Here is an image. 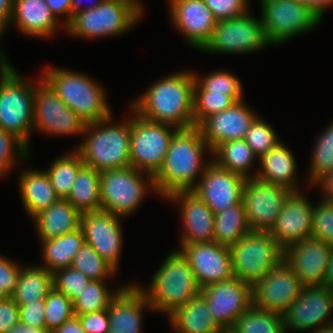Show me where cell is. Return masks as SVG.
<instances>
[{
	"label": "cell",
	"mask_w": 333,
	"mask_h": 333,
	"mask_svg": "<svg viewBox=\"0 0 333 333\" xmlns=\"http://www.w3.org/2000/svg\"><path fill=\"white\" fill-rule=\"evenodd\" d=\"M90 280L72 267L59 269L53 273V287L72 301L81 294Z\"/></svg>",
	"instance_id": "7dc6e473"
},
{
	"label": "cell",
	"mask_w": 333,
	"mask_h": 333,
	"mask_svg": "<svg viewBox=\"0 0 333 333\" xmlns=\"http://www.w3.org/2000/svg\"><path fill=\"white\" fill-rule=\"evenodd\" d=\"M74 316L73 301L53 287L45 298L46 329L53 333Z\"/></svg>",
	"instance_id": "7bdbcfd3"
},
{
	"label": "cell",
	"mask_w": 333,
	"mask_h": 333,
	"mask_svg": "<svg viewBox=\"0 0 333 333\" xmlns=\"http://www.w3.org/2000/svg\"><path fill=\"white\" fill-rule=\"evenodd\" d=\"M245 104L235 102L230 108L206 117L198 127L211 152L221 143L244 139L258 116Z\"/></svg>",
	"instance_id": "603a6c76"
},
{
	"label": "cell",
	"mask_w": 333,
	"mask_h": 333,
	"mask_svg": "<svg viewBox=\"0 0 333 333\" xmlns=\"http://www.w3.org/2000/svg\"><path fill=\"white\" fill-rule=\"evenodd\" d=\"M250 231L242 201L215 213L214 242L230 247Z\"/></svg>",
	"instance_id": "d590c367"
},
{
	"label": "cell",
	"mask_w": 333,
	"mask_h": 333,
	"mask_svg": "<svg viewBox=\"0 0 333 333\" xmlns=\"http://www.w3.org/2000/svg\"><path fill=\"white\" fill-rule=\"evenodd\" d=\"M7 333H50L46 327H35L18 322Z\"/></svg>",
	"instance_id": "94428289"
},
{
	"label": "cell",
	"mask_w": 333,
	"mask_h": 333,
	"mask_svg": "<svg viewBox=\"0 0 333 333\" xmlns=\"http://www.w3.org/2000/svg\"><path fill=\"white\" fill-rule=\"evenodd\" d=\"M11 22L23 34L37 38L52 36L59 27L45 0H14Z\"/></svg>",
	"instance_id": "4316f807"
},
{
	"label": "cell",
	"mask_w": 333,
	"mask_h": 333,
	"mask_svg": "<svg viewBox=\"0 0 333 333\" xmlns=\"http://www.w3.org/2000/svg\"><path fill=\"white\" fill-rule=\"evenodd\" d=\"M180 244L179 251L188 260L201 289L234 277L228 246L214 241Z\"/></svg>",
	"instance_id": "ac0fdd59"
},
{
	"label": "cell",
	"mask_w": 333,
	"mask_h": 333,
	"mask_svg": "<svg viewBox=\"0 0 333 333\" xmlns=\"http://www.w3.org/2000/svg\"><path fill=\"white\" fill-rule=\"evenodd\" d=\"M19 180L22 203L32 218L60 199L45 171L28 169Z\"/></svg>",
	"instance_id": "4dcf8cb0"
},
{
	"label": "cell",
	"mask_w": 333,
	"mask_h": 333,
	"mask_svg": "<svg viewBox=\"0 0 333 333\" xmlns=\"http://www.w3.org/2000/svg\"><path fill=\"white\" fill-rule=\"evenodd\" d=\"M206 148L198 126L177 129L158 172L153 176L156 193L164 198L177 191H190L197 186L195 180L202 176L208 163H203Z\"/></svg>",
	"instance_id": "7a4b0ae2"
},
{
	"label": "cell",
	"mask_w": 333,
	"mask_h": 333,
	"mask_svg": "<svg viewBox=\"0 0 333 333\" xmlns=\"http://www.w3.org/2000/svg\"><path fill=\"white\" fill-rule=\"evenodd\" d=\"M271 45L265 34L263 21L249 11L232 19L218 21L212 37L202 51L209 53L244 54Z\"/></svg>",
	"instance_id": "7c38bea8"
},
{
	"label": "cell",
	"mask_w": 333,
	"mask_h": 333,
	"mask_svg": "<svg viewBox=\"0 0 333 333\" xmlns=\"http://www.w3.org/2000/svg\"><path fill=\"white\" fill-rule=\"evenodd\" d=\"M81 214L102 210L100 198V171L83 165L66 198Z\"/></svg>",
	"instance_id": "d6a6232c"
},
{
	"label": "cell",
	"mask_w": 333,
	"mask_h": 333,
	"mask_svg": "<svg viewBox=\"0 0 333 333\" xmlns=\"http://www.w3.org/2000/svg\"><path fill=\"white\" fill-rule=\"evenodd\" d=\"M311 333H333V324L324 326V327H320L319 329L315 330V331H311Z\"/></svg>",
	"instance_id": "e7e4bbea"
},
{
	"label": "cell",
	"mask_w": 333,
	"mask_h": 333,
	"mask_svg": "<svg viewBox=\"0 0 333 333\" xmlns=\"http://www.w3.org/2000/svg\"><path fill=\"white\" fill-rule=\"evenodd\" d=\"M48 7L51 9V12L58 19V15H66L63 22L64 27L72 19V5L71 0H45Z\"/></svg>",
	"instance_id": "11a10c76"
},
{
	"label": "cell",
	"mask_w": 333,
	"mask_h": 333,
	"mask_svg": "<svg viewBox=\"0 0 333 333\" xmlns=\"http://www.w3.org/2000/svg\"><path fill=\"white\" fill-rule=\"evenodd\" d=\"M19 321V306L14 299L0 298V333H7Z\"/></svg>",
	"instance_id": "db71d44e"
},
{
	"label": "cell",
	"mask_w": 333,
	"mask_h": 333,
	"mask_svg": "<svg viewBox=\"0 0 333 333\" xmlns=\"http://www.w3.org/2000/svg\"><path fill=\"white\" fill-rule=\"evenodd\" d=\"M167 200L181 208L182 224L185 231L180 243H205L214 241V217L212 209L198 195L190 191H177Z\"/></svg>",
	"instance_id": "d4e9b609"
},
{
	"label": "cell",
	"mask_w": 333,
	"mask_h": 333,
	"mask_svg": "<svg viewBox=\"0 0 333 333\" xmlns=\"http://www.w3.org/2000/svg\"><path fill=\"white\" fill-rule=\"evenodd\" d=\"M53 333H86L77 316L72 317L57 328Z\"/></svg>",
	"instance_id": "91938a15"
},
{
	"label": "cell",
	"mask_w": 333,
	"mask_h": 333,
	"mask_svg": "<svg viewBox=\"0 0 333 333\" xmlns=\"http://www.w3.org/2000/svg\"><path fill=\"white\" fill-rule=\"evenodd\" d=\"M119 216L100 210L81 214L80 227L85 242L116 271L122 249L123 233Z\"/></svg>",
	"instance_id": "ffe728a7"
},
{
	"label": "cell",
	"mask_w": 333,
	"mask_h": 333,
	"mask_svg": "<svg viewBox=\"0 0 333 333\" xmlns=\"http://www.w3.org/2000/svg\"><path fill=\"white\" fill-rule=\"evenodd\" d=\"M332 310L333 288L326 285L303 286L299 297L282 314L285 330L315 331L333 324V319H327Z\"/></svg>",
	"instance_id": "9a60e30c"
},
{
	"label": "cell",
	"mask_w": 333,
	"mask_h": 333,
	"mask_svg": "<svg viewBox=\"0 0 333 333\" xmlns=\"http://www.w3.org/2000/svg\"><path fill=\"white\" fill-rule=\"evenodd\" d=\"M106 280H90L81 294L73 300L75 315L108 309L111 300L122 288L115 292L107 289Z\"/></svg>",
	"instance_id": "f35d334b"
},
{
	"label": "cell",
	"mask_w": 333,
	"mask_h": 333,
	"mask_svg": "<svg viewBox=\"0 0 333 333\" xmlns=\"http://www.w3.org/2000/svg\"><path fill=\"white\" fill-rule=\"evenodd\" d=\"M211 153L214 155L212 156V161L218 166L228 169L233 173H237L245 179L254 178V174H250L249 172L252 169V163L255 162L258 157L244 139L223 142Z\"/></svg>",
	"instance_id": "e575fe53"
},
{
	"label": "cell",
	"mask_w": 333,
	"mask_h": 333,
	"mask_svg": "<svg viewBox=\"0 0 333 333\" xmlns=\"http://www.w3.org/2000/svg\"><path fill=\"white\" fill-rule=\"evenodd\" d=\"M21 268L12 259L0 255V298L12 297L15 293Z\"/></svg>",
	"instance_id": "f907efd6"
},
{
	"label": "cell",
	"mask_w": 333,
	"mask_h": 333,
	"mask_svg": "<svg viewBox=\"0 0 333 333\" xmlns=\"http://www.w3.org/2000/svg\"><path fill=\"white\" fill-rule=\"evenodd\" d=\"M292 191L257 178L245 179L242 202L251 231L269 232Z\"/></svg>",
	"instance_id": "4fadbf2b"
},
{
	"label": "cell",
	"mask_w": 333,
	"mask_h": 333,
	"mask_svg": "<svg viewBox=\"0 0 333 333\" xmlns=\"http://www.w3.org/2000/svg\"><path fill=\"white\" fill-rule=\"evenodd\" d=\"M260 171L254 178L270 184L281 185L291 191H299L296 182V161L292 152L281 141L259 158Z\"/></svg>",
	"instance_id": "83f0119b"
},
{
	"label": "cell",
	"mask_w": 333,
	"mask_h": 333,
	"mask_svg": "<svg viewBox=\"0 0 333 333\" xmlns=\"http://www.w3.org/2000/svg\"><path fill=\"white\" fill-rule=\"evenodd\" d=\"M52 288L53 273L41 265L22 266L12 298L17 304H30L45 300Z\"/></svg>",
	"instance_id": "836d02e7"
},
{
	"label": "cell",
	"mask_w": 333,
	"mask_h": 333,
	"mask_svg": "<svg viewBox=\"0 0 333 333\" xmlns=\"http://www.w3.org/2000/svg\"><path fill=\"white\" fill-rule=\"evenodd\" d=\"M156 312L170 316L201 293L188 260L177 250L169 254L152 277L148 291L138 285Z\"/></svg>",
	"instance_id": "277c9868"
},
{
	"label": "cell",
	"mask_w": 333,
	"mask_h": 333,
	"mask_svg": "<svg viewBox=\"0 0 333 333\" xmlns=\"http://www.w3.org/2000/svg\"><path fill=\"white\" fill-rule=\"evenodd\" d=\"M169 5L173 24L188 44L202 50L218 22L204 0H169Z\"/></svg>",
	"instance_id": "7402d4cb"
},
{
	"label": "cell",
	"mask_w": 333,
	"mask_h": 333,
	"mask_svg": "<svg viewBox=\"0 0 333 333\" xmlns=\"http://www.w3.org/2000/svg\"><path fill=\"white\" fill-rule=\"evenodd\" d=\"M80 218L81 213L66 199H58L33 217L40 241L75 231Z\"/></svg>",
	"instance_id": "f1b7e54d"
},
{
	"label": "cell",
	"mask_w": 333,
	"mask_h": 333,
	"mask_svg": "<svg viewBox=\"0 0 333 333\" xmlns=\"http://www.w3.org/2000/svg\"><path fill=\"white\" fill-rule=\"evenodd\" d=\"M75 316L78 317L86 333H108L109 331L108 309Z\"/></svg>",
	"instance_id": "f5cc1de1"
},
{
	"label": "cell",
	"mask_w": 333,
	"mask_h": 333,
	"mask_svg": "<svg viewBox=\"0 0 333 333\" xmlns=\"http://www.w3.org/2000/svg\"><path fill=\"white\" fill-rule=\"evenodd\" d=\"M83 165L80 154L75 150L55 159L45 171L60 199L68 197L78 171Z\"/></svg>",
	"instance_id": "74e56055"
},
{
	"label": "cell",
	"mask_w": 333,
	"mask_h": 333,
	"mask_svg": "<svg viewBox=\"0 0 333 333\" xmlns=\"http://www.w3.org/2000/svg\"><path fill=\"white\" fill-rule=\"evenodd\" d=\"M219 326L227 333L252 306V287L237 277L207 285L200 293Z\"/></svg>",
	"instance_id": "2e32d148"
},
{
	"label": "cell",
	"mask_w": 333,
	"mask_h": 333,
	"mask_svg": "<svg viewBox=\"0 0 333 333\" xmlns=\"http://www.w3.org/2000/svg\"><path fill=\"white\" fill-rule=\"evenodd\" d=\"M235 101L223 93L211 91H194L193 118L194 126H198L206 117L230 108Z\"/></svg>",
	"instance_id": "ee69618b"
},
{
	"label": "cell",
	"mask_w": 333,
	"mask_h": 333,
	"mask_svg": "<svg viewBox=\"0 0 333 333\" xmlns=\"http://www.w3.org/2000/svg\"><path fill=\"white\" fill-rule=\"evenodd\" d=\"M168 318L175 333H226L212 316L201 294L176 309Z\"/></svg>",
	"instance_id": "f546056e"
},
{
	"label": "cell",
	"mask_w": 333,
	"mask_h": 333,
	"mask_svg": "<svg viewBox=\"0 0 333 333\" xmlns=\"http://www.w3.org/2000/svg\"><path fill=\"white\" fill-rule=\"evenodd\" d=\"M193 72H177L156 81L132 103L131 109L145 120L168 124L177 129L194 126Z\"/></svg>",
	"instance_id": "6da1fadb"
},
{
	"label": "cell",
	"mask_w": 333,
	"mask_h": 333,
	"mask_svg": "<svg viewBox=\"0 0 333 333\" xmlns=\"http://www.w3.org/2000/svg\"><path fill=\"white\" fill-rule=\"evenodd\" d=\"M249 0H204L217 21L232 19L248 12Z\"/></svg>",
	"instance_id": "681fc988"
},
{
	"label": "cell",
	"mask_w": 333,
	"mask_h": 333,
	"mask_svg": "<svg viewBox=\"0 0 333 333\" xmlns=\"http://www.w3.org/2000/svg\"><path fill=\"white\" fill-rule=\"evenodd\" d=\"M20 322L35 327L45 326V300L30 304H18Z\"/></svg>",
	"instance_id": "816d5d0a"
},
{
	"label": "cell",
	"mask_w": 333,
	"mask_h": 333,
	"mask_svg": "<svg viewBox=\"0 0 333 333\" xmlns=\"http://www.w3.org/2000/svg\"><path fill=\"white\" fill-rule=\"evenodd\" d=\"M303 284L283 261L252 287V305L283 314L299 297Z\"/></svg>",
	"instance_id": "e0dca14e"
},
{
	"label": "cell",
	"mask_w": 333,
	"mask_h": 333,
	"mask_svg": "<svg viewBox=\"0 0 333 333\" xmlns=\"http://www.w3.org/2000/svg\"><path fill=\"white\" fill-rule=\"evenodd\" d=\"M313 185L321 187L322 194H325L323 200L333 202V169L322 175Z\"/></svg>",
	"instance_id": "9f6ffc18"
},
{
	"label": "cell",
	"mask_w": 333,
	"mask_h": 333,
	"mask_svg": "<svg viewBox=\"0 0 333 333\" xmlns=\"http://www.w3.org/2000/svg\"><path fill=\"white\" fill-rule=\"evenodd\" d=\"M261 9V20L271 45L313 30L321 22L319 16L297 0H267L261 3Z\"/></svg>",
	"instance_id": "8fae6325"
},
{
	"label": "cell",
	"mask_w": 333,
	"mask_h": 333,
	"mask_svg": "<svg viewBox=\"0 0 333 333\" xmlns=\"http://www.w3.org/2000/svg\"><path fill=\"white\" fill-rule=\"evenodd\" d=\"M324 285L333 288V246L331 248L330 260L324 278Z\"/></svg>",
	"instance_id": "6125c7cd"
},
{
	"label": "cell",
	"mask_w": 333,
	"mask_h": 333,
	"mask_svg": "<svg viewBox=\"0 0 333 333\" xmlns=\"http://www.w3.org/2000/svg\"><path fill=\"white\" fill-rule=\"evenodd\" d=\"M282 314L253 305L242 314L227 333H285Z\"/></svg>",
	"instance_id": "8d00e7d4"
},
{
	"label": "cell",
	"mask_w": 333,
	"mask_h": 333,
	"mask_svg": "<svg viewBox=\"0 0 333 333\" xmlns=\"http://www.w3.org/2000/svg\"><path fill=\"white\" fill-rule=\"evenodd\" d=\"M313 207L300 191H292L286 198L277 222L269 231L283 249L312 237Z\"/></svg>",
	"instance_id": "cb8c5ba5"
},
{
	"label": "cell",
	"mask_w": 333,
	"mask_h": 333,
	"mask_svg": "<svg viewBox=\"0 0 333 333\" xmlns=\"http://www.w3.org/2000/svg\"><path fill=\"white\" fill-rule=\"evenodd\" d=\"M14 0H0V28L4 31L11 23Z\"/></svg>",
	"instance_id": "680465c9"
},
{
	"label": "cell",
	"mask_w": 333,
	"mask_h": 333,
	"mask_svg": "<svg viewBox=\"0 0 333 333\" xmlns=\"http://www.w3.org/2000/svg\"><path fill=\"white\" fill-rule=\"evenodd\" d=\"M312 237L333 246V202L322 201L312 209Z\"/></svg>",
	"instance_id": "c3c4849f"
},
{
	"label": "cell",
	"mask_w": 333,
	"mask_h": 333,
	"mask_svg": "<svg viewBox=\"0 0 333 333\" xmlns=\"http://www.w3.org/2000/svg\"><path fill=\"white\" fill-rule=\"evenodd\" d=\"M71 267L91 280H105L116 270L88 243L84 242L72 261Z\"/></svg>",
	"instance_id": "60d3db41"
},
{
	"label": "cell",
	"mask_w": 333,
	"mask_h": 333,
	"mask_svg": "<svg viewBox=\"0 0 333 333\" xmlns=\"http://www.w3.org/2000/svg\"><path fill=\"white\" fill-rule=\"evenodd\" d=\"M29 148L14 134L0 128V176L7 174L18 161L27 158ZM17 151V152H16Z\"/></svg>",
	"instance_id": "bcb514c9"
},
{
	"label": "cell",
	"mask_w": 333,
	"mask_h": 333,
	"mask_svg": "<svg viewBox=\"0 0 333 333\" xmlns=\"http://www.w3.org/2000/svg\"><path fill=\"white\" fill-rule=\"evenodd\" d=\"M303 6L311 9L317 16L322 19L324 11L333 5V0H297Z\"/></svg>",
	"instance_id": "6f0895ef"
},
{
	"label": "cell",
	"mask_w": 333,
	"mask_h": 333,
	"mask_svg": "<svg viewBox=\"0 0 333 333\" xmlns=\"http://www.w3.org/2000/svg\"><path fill=\"white\" fill-rule=\"evenodd\" d=\"M111 119L112 115L86 124L83 134L87 136L75 149L84 165L100 172L131 166V117L125 122L112 125L109 123Z\"/></svg>",
	"instance_id": "3957f363"
},
{
	"label": "cell",
	"mask_w": 333,
	"mask_h": 333,
	"mask_svg": "<svg viewBox=\"0 0 333 333\" xmlns=\"http://www.w3.org/2000/svg\"><path fill=\"white\" fill-rule=\"evenodd\" d=\"M4 30L0 28V37L3 35Z\"/></svg>",
	"instance_id": "03108f58"
},
{
	"label": "cell",
	"mask_w": 333,
	"mask_h": 333,
	"mask_svg": "<svg viewBox=\"0 0 333 333\" xmlns=\"http://www.w3.org/2000/svg\"><path fill=\"white\" fill-rule=\"evenodd\" d=\"M195 78L194 91H211L212 93H223L230 96L235 102L243 100V88L240 80L226 70L210 73L200 77L193 73Z\"/></svg>",
	"instance_id": "ab89813d"
},
{
	"label": "cell",
	"mask_w": 333,
	"mask_h": 333,
	"mask_svg": "<svg viewBox=\"0 0 333 333\" xmlns=\"http://www.w3.org/2000/svg\"><path fill=\"white\" fill-rule=\"evenodd\" d=\"M146 306L152 308L138 284L122 287L108 307V333H141Z\"/></svg>",
	"instance_id": "484cf974"
},
{
	"label": "cell",
	"mask_w": 333,
	"mask_h": 333,
	"mask_svg": "<svg viewBox=\"0 0 333 333\" xmlns=\"http://www.w3.org/2000/svg\"><path fill=\"white\" fill-rule=\"evenodd\" d=\"M141 5L138 0H103L94 8L75 12L65 31L88 39L121 35L140 20Z\"/></svg>",
	"instance_id": "52a82bcc"
},
{
	"label": "cell",
	"mask_w": 333,
	"mask_h": 333,
	"mask_svg": "<svg viewBox=\"0 0 333 333\" xmlns=\"http://www.w3.org/2000/svg\"><path fill=\"white\" fill-rule=\"evenodd\" d=\"M6 59L0 52V128L14 134L29 148L36 84H29Z\"/></svg>",
	"instance_id": "5b68a950"
},
{
	"label": "cell",
	"mask_w": 333,
	"mask_h": 333,
	"mask_svg": "<svg viewBox=\"0 0 333 333\" xmlns=\"http://www.w3.org/2000/svg\"><path fill=\"white\" fill-rule=\"evenodd\" d=\"M199 180L192 191L214 214L242 201L245 178L218 166L214 161L208 162Z\"/></svg>",
	"instance_id": "d6986e66"
},
{
	"label": "cell",
	"mask_w": 333,
	"mask_h": 333,
	"mask_svg": "<svg viewBox=\"0 0 333 333\" xmlns=\"http://www.w3.org/2000/svg\"><path fill=\"white\" fill-rule=\"evenodd\" d=\"M229 248L234 277L251 287L284 261V249L270 232L250 231Z\"/></svg>",
	"instance_id": "ba28073f"
},
{
	"label": "cell",
	"mask_w": 333,
	"mask_h": 333,
	"mask_svg": "<svg viewBox=\"0 0 333 333\" xmlns=\"http://www.w3.org/2000/svg\"><path fill=\"white\" fill-rule=\"evenodd\" d=\"M84 234L79 227L59 237L42 240L44 264L51 273L63 268L71 267L72 261L84 244Z\"/></svg>",
	"instance_id": "1f68e13d"
},
{
	"label": "cell",
	"mask_w": 333,
	"mask_h": 333,
	"mask_svg": "<svg viewBox=\"0 0 333 333\" xmlns=\"http://www.w3.org/2000/svg\"><path fill=\"white\" fill-rule=\"evenodd\" d=\"M313 150L308 174L311 185L333 169V122L319 135Z\"/></svg>",
	"instance_id": "b9f144b4"
},
{
	"label": "cell",
	"mask_w": 333,
	"mask_h": 333,
	"mask_svg": "<svg viewBox=\"0 0 333 333\" xmlns=\"http://www.w3.org/2000/svg\"><path fill=\"white\" fill-rule=\"evenodd\" d=\"M33 129L55 135H83L86 123L40 77L35 82Z\"/></svg>",
	"instance_id": "5bb4252c"
},
{
	"label": "cell",
	"mask_w": 333,
	"mask_h": 333,
	"mask_svg": "<svg viewBox=\"0 0 333 333\" xmlns=\"http://www.w3.org/2000/svg\"><path fill=\"white\" fill-rule=\"evenodd\" d=\"M42 79L86 124L112 115L103 87L90 77L67 69L44 68Z\"/></svg>",
	"instance_id": "8992f818"
},
{
	"label": "cell",
	"mask_w": 333,
	"mask_h": 333,
	"mask_svg": "<svg viewBox=\"0 0 333 333\" xmlns=\"http://www.w3.org/2000/svg\"><path fill=\"white\" fill-rule=\"evenodd\" d=\"M332 246L310 237L284 249V261L303 286L324 285Z\"/></svg>",
	"instance_id": "44dd1931"
},
{
	"label": "cell",
	"mask_w": 333,
	"mask_h": 333,
	"mask_svg": "<svg viewBox=\"0 0 333 333\" xmlns=\"http://www.w3.org/2000/svg\"><path fill=\"white\" fill-rule=\"evenodd\" d=\"M142 171L128 166L100 172L102 210L119 217L130 215L139 207L148 189L156 191L152 175L146 179Z\"/></svg>",
	"instance_id": "9c48e42d"
},
{
	"label": "cell",
	"mask_w": 333,
	"mask_h": 333,
	"mask_svg": "<svg viewBox=\"0 0 333 333\" xmlns=\"http://www.w3.org/2000/svg\"><path fill=\"white\" fill-rule=\"evenodd\" d=\"M176 130L168 124L145 120L134 112L130 133L131 166L147 176H154L163 164Z\"/></svg>",
	"instance_id": "30bf717a"
},
{
	"label": "cell",
	"mask_w": 333,
	"mask_h": 333,
	"mask_svg": "<svg viewBox=\"0 0 333 333\" xmlns=\"http://www.w3.org/2000/svg\"><path fill=\"white\" fill-rule=\"evenodd\" d=\"M103 0H96L95 2L91 3V5L85 6V8L80 7L81 6V1L80 0H71V5H72V16L75 12L80 11L82 9H87V8H94L98 4H100Z\"/></svg>",
	"instance_id": "be15d7a7"
},
{
	"label": "cell",
	"mask_w": 333,
	"mask_h": 333,
	"mask_svg": "<svg viewBox=\"0 0 333 333\" xmlns=\"http://www.w3.org/2000/svg\"><path fill=\"white\" fill-rule=\"evenodd\" d=\"M244 141L258 158L281 142L274 128L259 116L250 125Z\"/></svg>",
	"instance_id": "f6af8a7d"
}]
</instances>
